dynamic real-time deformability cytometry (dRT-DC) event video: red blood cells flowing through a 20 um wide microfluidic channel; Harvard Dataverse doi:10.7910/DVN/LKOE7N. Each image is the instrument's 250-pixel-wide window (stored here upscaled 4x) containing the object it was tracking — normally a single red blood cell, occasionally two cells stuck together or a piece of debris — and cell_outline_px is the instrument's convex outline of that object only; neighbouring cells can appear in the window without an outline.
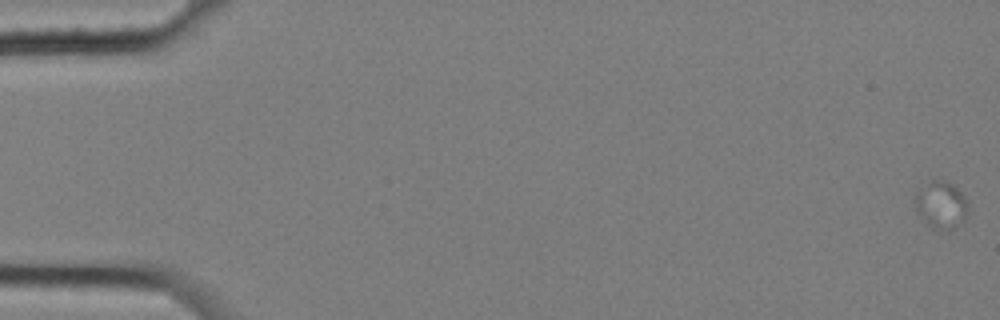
{"species": "common noctule bat (a hibernating species)", "species_latin": "Nyctalus noctula", "temperature_condition": "cold", "stored_images_in_passage": 5, "camera_frame_rate_fps": 3000, "um_per_image_px": 0.085, "animal": {"sex": "female", "body_mass_g": 25.1}, "frame": {"image": 1, "passage_image": 1, "time_ms": 0.0, "image_size_px": [1000, 320], "cell_outline_px": [[968, 212], [948, 232], [924, 220], [916, 212], [916, 192], [932, 180], [944, 180], [952, 184], [964, 196], [968, 204]], "centroid_in_image_um": [79.99, 17.37], "position_along_channel_um": 5.0, "area_um2": 13.87}}